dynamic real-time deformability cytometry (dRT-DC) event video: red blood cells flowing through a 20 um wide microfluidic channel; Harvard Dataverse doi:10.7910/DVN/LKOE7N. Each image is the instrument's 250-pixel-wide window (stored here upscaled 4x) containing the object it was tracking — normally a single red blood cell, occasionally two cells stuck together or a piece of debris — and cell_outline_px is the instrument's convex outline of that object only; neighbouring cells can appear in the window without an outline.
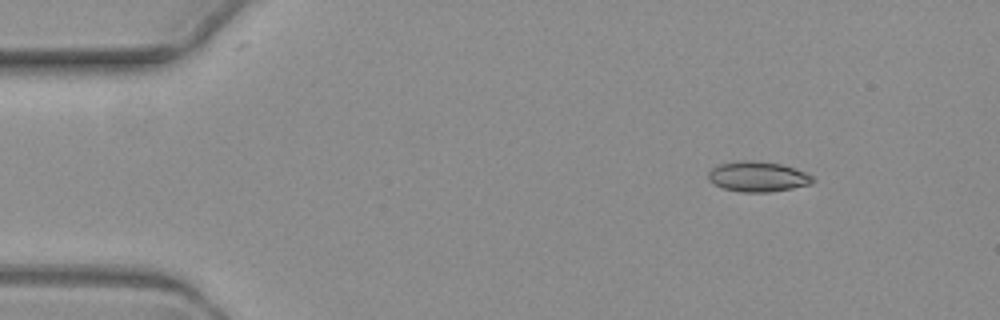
{"species": "common noctule bat (a hibernating species)", "species_latin": "Nyctalus noctula", "temperature_condition": "warm", "stored_images_in_passage": 4, "camera_frame_rate_fps": 3000, "um_per_image_px": 0.085, "animal": {"sex": "female", "body_mass_g": 19.3, "forearm_length_mm": 54.1}, "frame": {"image": 1, "passage_image": 1, "time_ms": 0.0, "image_size_px": [1000, 320], "cell_outline_px": [[816, 180], [812, 184], [792, 188], [768, 192], [740, 192], [724, 188], [708, 180], [708, 172], [712, 168], [720, 164], [744, 160], [752, 160], [780, 164], [804, 172], [812, 176]], "centroid_in_image_um": [64.41, 15.02], "position_along_channel_um": 20.6, "area_um2": 18.21}}
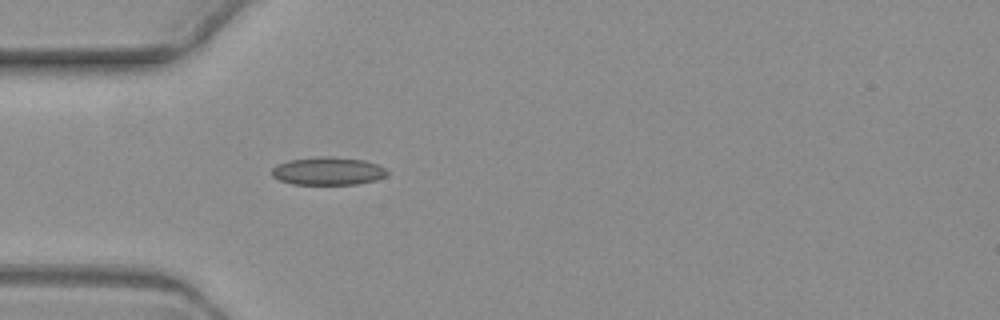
{"frame": {"image": 2, "passage_image": 4, "time_ms": 3.333, "image_size_px": [1000, 320], "cell_outline_px": [[388, 172], [384, 176], [376, 180], [356, 184], [292, 184], [280, 180], [272, 176], [272, 168], [276, 164], [288, 160], [320, 156], [332, 156], [364, 160], [376, 164], [384, 168]], "centroid_in_image_um": [27.84, 14.53], "position_along_channel_um": 57.2, "area_um2": 18.79}}